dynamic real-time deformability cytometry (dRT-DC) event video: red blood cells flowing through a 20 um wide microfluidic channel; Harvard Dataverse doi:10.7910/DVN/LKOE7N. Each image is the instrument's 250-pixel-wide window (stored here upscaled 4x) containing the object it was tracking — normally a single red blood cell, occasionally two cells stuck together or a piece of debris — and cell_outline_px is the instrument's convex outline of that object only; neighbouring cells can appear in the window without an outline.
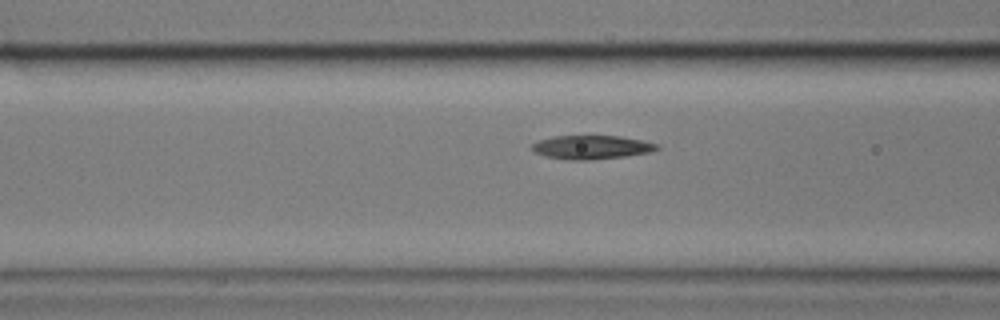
{"species": "common noctule bat (a hibernating species)", "species_latin": "Nyctalus noctula", "temperature_condition": "cold", "stored_images_in_passage": 37, "segment_of_instrument_passage": [1, 2], "camera_frame_rate_fps": 3000, "um_per_image_px": 0.085, "animal": {"sex": "male", "body_mass_g": 17.9}, "frame": {"image": 1, "passage_image": 14, "time_ms": 4.333, "image_size_px": [1000, 320], "cell_outline_px": [[660, 148], [652, 152], [624, 156], [592, 160], [572, 160], [544, 156], [536, 152], [532, 148], [532, 144], [540, 140], [552, 136], [620, 136], [640, 140], [656, 144]], "centroid_in_image_um": [50.28, 12.52], "position_along_channel_um": 116.3, "area_um2": 17.11}}
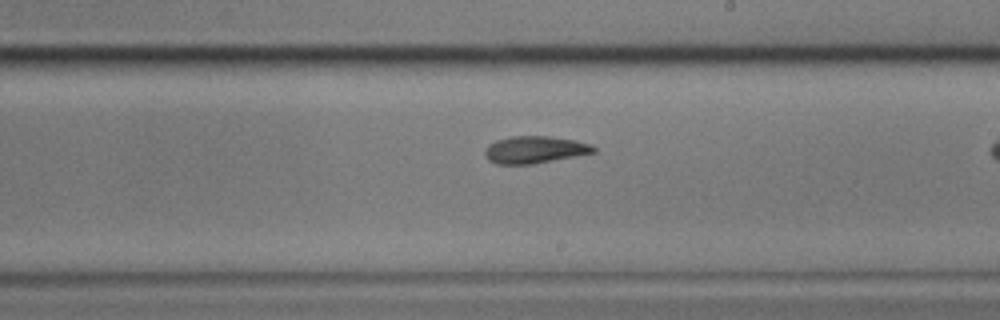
{"frame": {"image": 2, "passage_image": 25, "time_ms": 8.0, "image_size_px": [1000, 320], "cell_outline_px": [[596, 152], [576, 156], [532, 164], [496, 164], [488, 160], [484, 156], [484, 152], [488, 144], [496, 140], [512, 136], [548, 136], [576, 140], [592, 144], [596, 148]], "centroid_in_image_um": [45.45, 12.72], "position_along_channel_um": 243.6, "area_um2": 17.34}}
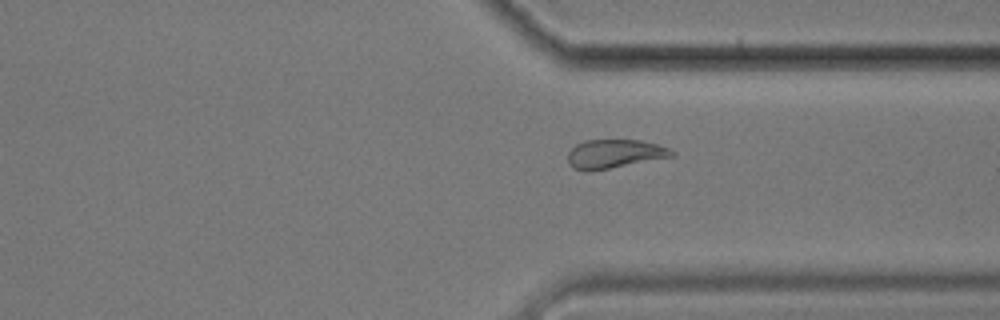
{"frame": {"image": 3, "passage_image": 35, "time_ms": 11.333, "image_size_px": [1000, 320], "cell_outline_px": [[676, 152], [672, 156], [608, 168], [584, 172], [572, 168], [568, 164], [568, 152], [576, 144], [584, 140], [640, 140], [656, 144], [668, 148]], "centroid_in_image_um": [52.16, 13.07], "position_along_channel_um": 359.2, "area_um2": 17.22}}